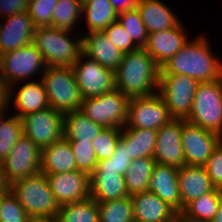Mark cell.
<instances>
[{"label": "cell", "instance_id": "obj_1", "mask_svg": "<svg viewBox=\"0 0 222 222\" xmlns=\"http://www.w3.org/2000/svg\"><path fill=\"white\" fill-rule=\"evenodd\" d=\"M207 40L205 35L194 37V40L188 41L161 70L165 74L193 77L199 83L222 78V60L213 55Z\"/></svg>", "mask_w": 222, "mask_h": 222}, {"label": "cell", "instance_id": "obj_2", "mask_svg": "<svg viewBox=\"0 0 222 222\" xmlns=\"http://www.w3.org/2000/svg\"><path fill=\"white\" fill-rule=\"evenodd\" d=\"M160 67L144 48L127 52L115 70L116 89L129 98L158 92Z\"/></svg>", "mask_w": 222, "mask_h": 222}, {"label": "cell", "instance_id": "obj_3", "mask_svg": "<svg viewBox=\"0 0 222 222\" xmlns=\"http://www.w3.org/2000/svg\"><path fill=\"white\" fill-rule=\"evenodd\" d=\"M70 30L52 26L37 27L32 43L42 54L47 66L72 67L82 53V36L74 37Z\"/></svg>", "mask_w": 222, "mask_h": 222}, {"label": "cell", "instance_id": "obj_4", "mask_svg": "<svg viewBox=\"0 0 222 222\" xmlns=\"http://www.w3.org/2000/svg\"><path fill=\"white\" fill-rule=\"evenodd\" d=\"M9 190L30 217L57 216L60 205L43 172L12 182Z\"/></svg>", "mask_w": 222, "mask_h": 222}, {"label": "cell", "instance_id": "obj_5", "mask_svg": "<svg viewBox=\"0 0 222 222\" xmlns=\"http://www.w3.org/2000/svg\"><path fill=\"white\" fill-rule=\"evenodd\" d=\"M41 77L51 108L62 113L80 109L83 98L72 67L47 66Z\"/></svg>", "mask_w": 222, "mask_h": 222}, {"label": "cell", "instance_id": "obj_6", "mask_svg": "<svg viewBox=\"0 0 222 222\" xmlns=\"http://www.w3.org/2000/svg\"><path fill=\"white\" fill-rule=\"evenodd\" d=\"M185 120L222 137V78L198 84Z\"/></svg>", "mask_w": 222, "mask_h": 222}, {"label": "cell", "instance_id": "obj_7", "mask_svg": "<svg viewBox=\"0 0 222 222\" xmlns=\"http://www.w3.org/2000/svg\"><path fill=\"white\" fill-rule=\"evenodd\" d=\"M130 98L115 89L96 97L82 100L80 111L103 127L123 128L127 121Z\"/></svg>", "mask_w": 222, "mask_h": 222}, {"label": "cell", "instance_id": "obj_8", "mask_svg": "<svg viewBox=\"0 0 222 222\" xmlns=\"http://www.w3.org/2000/svg\"><path fill=\"white\" fill-rule=\"evenodd\" d=\"M198 84L193 77L165 74L160 69L158 93L173 118L186 119L189 116Z\"/></svg>", "mask_w": 222, "mask_h": 222}, {"label": "cell", "instance_id": "obj_9", "mask_svg": "<svg viewBox=\"0 0 222 222\" xmlns=\"http://www.w3.org/2000/svg\"><path fill=\"white\" fill-rule=\"evenodd\" d=\"M46 67L42 54L33 43L0 56V77L10 86L16 87L18 82L23 83L39 70L44 72Z\"/></svg>", "mask_w": 222, "mask_h": 222}, {"label": "cell", "instance_id": "obj_10", "mask_svg": "<svg viewBox=\"0 0 222 222\" xmlns=\"http://www.w3.org/2000/svg\"><path fill=\"white\" fill-rule=\"evenodd\" d=\"M72 69L83 99L96 97L116 89L115 71L100 65L83 53L80 54Z\"/></svg>", "mask_w": 222, "mask_h": 222}, {"label": "cell", "instance_id": "obj_11", "mask_svg": "<svg viewBox=\"0 0 222 222\" xmlns=\"http://www.w3.org/2000/svg\"><path fill=\"white\" fill-rule=\"evenodd\" d=\"M172 119L164 100L157 92L130 98L124 127L158 130Z\"/></svg>", "mask_w": 222, "mask_h": 222}, {"label": "cell", "instance_id": "obj_12", "mask_svg": "<svg viewBox=\"0 0 222 222\" xmlns=\"http://www.w3.org/2000/svg\"><path fill=\"white\" fill-rule=\"evenodd\" d=\"M24 135L41 150L64 137V113L51 107L23 116Z\"/></svg>", "mask_w": 222, "mask_h": 222}, {"label": "cell", "instance_id": "obj_13", "mask_svg": "<svg viewBox=\"0 0 222 222\" xmlns=\"http://www.w3.org/2000/svg\"><path fill=\"white\" fill-rule=\"evenodd\" d=\"M42 150L22 135L9 155L1 162L6 181L11 184L41 171Z\"/></svg>", "mask_w": 222, "mask_h": 222}, {"label": "cell", "instance_id": "obj_14", "mask_svg": "<svg viewBox=\"0 0 222 222\" xmlns=\"http://www.w3.org/2000/svg\"><path fill=\"white\" fill-rule=\"evenodd\" d=\"M185 165L203 166L222 142L218 134L184 121L181 130Z\"/></svg>", "mask_w": 222, "mask_h": 222}, {"label": "cell", "instance_id": "obj_15", "mask_svg": "<svg viewBox=\"0 0 222 222\" xmlns=\"http://www.w3.org/2000/svg\"><path fill=\"white\" fill-rule=\"evenodd\" d=\"M50 190L59 205L90 198L89 174L80 170L45 174Z\"/></svg>", "mask_w": 222, "mask_h": 222}, {"label": "cell", "instance_id": "obj_16", "mask_svg": "<svg viewBox=\"0 0 222 222\" xmlns=\"http://www.w3.org/2000/svg\"><path fill=\"white\" fill-rule=\"evenodd\" d=\"M185 119L173 118L157 130L154 160L157 163L181 168L185 165L182 149L181 130Z\"/></svg>", "mask_w": 222, "mask_h": 222}, {"label": "cell", "instance_id": "obj_17", "mask_svg": "<svg viewBox=\"0 0 222 222\" xmlns=\"http://www.w3.org/2000/svg\"><path fill=\"white\" fill-rule=\"evenodd\" d=\"M183 23L167 30L149 33L144 49L161 68L189 41Z\"/></svg>", "mask_w": 222, "mask_h": 222}, {"label": "cell", "instance_id": "obj_18", "mask_svg": "<svg viewBox=\"0 0 222 222\" xmlns=\"http://www.w3.org/2000/svg\"><path fill=\"white\" fill-rule=\"evenodd\" d=\"M2 19L5 23L0 24V55L32 43L36 27L27 11Z\"/></svg>", "mask_w": 222, "mask_h": 222}, {"label": "cell", "instance_id": "obj_19", "mask_svg": "<svg viewBox=\"0 0 222 222\" xmlns=\"http://www.w3.org/2000/svg\"><path fill=\"white\" fill-rule=\"evenodd\" d=\"M148 191L156 194L178 214L182 212L178 168L156 162L149 180Z\"/></svg>", "mask_w": 222, "mask_h": 222}, {"label": "cell", "instance_id": "obj_20", "mask_svg": "<svg viewBox=\"0 0 222 222\" xmlns=\"http://www.w3.org/2000/svg\"><path fill=\"white\" fill-rule=\"evenodd\" d=\"M134 220L142 222H176L179 214L151 191L131 196Z\"/></svg>", "mask_w": 222, "mask_h": 222}, {"label": "cell", "instance_id": "obj_21", "mask_svg": "<svg viewBox=\"0 0 222 222\" xmlns=\"http://www.w3.org/2000/svg\"><path fill=\"white\" fill-rule=\"evenodd\" d=\"M178 185L183 209L193 200L212 192L216 187L203 166L183 165L178 168Z\"/></svg>", "mask_w": 222, "mask_h": 222}, {"label": "cell", "instance_id": "obj_22", "mask_svg": "<svg viewBox=\"0 0 222 222\" xmlns=\"http://www.w3.org/2000/svg\"><path fill=\"white\" fill-rule=\"evenodd\" d=\"M90 197L96 202L118 200L128 197L125 177L117 170L97 168L89 175Z\"/></svg>", "mask_w": 222, "mask_h": 222}, {"label": "cell", "instance_id": "obj_23", "mask_svg": "<svg viewBox=\"0 0 222 222\" xmlns=\"http://www.w3.org/2000/svg\"><path fill=\"white\" fill-rule=\"evenodd\" d=\"M82 53L114 71L120 65L124 55L112 44L104 31H94L83 35Z\"/></svg>", "mask_w": 222, "mask_h": 222}, {"label": "cell", "instance_id": "obj_24", "mask_svg": "<svg viewBox=\"0 0 222 222\" xmlns=\"http://www.w3.org/2000/svg\"><path fill=\"white\" fill-rule=\"evenodd\" d=\"M14 89V86H10L9 97H14L13 107L16 108L14 115L22 118L30 113L50 107L42 80L34 81L33 79V81L22 84L20 88L18 87L17 94Z\"/></svg>", "mask_w": 222, "mask_h": 222}, {"label": "cell", "instance_id": "obj_25", "mask_svg": "<svg viewBox=\"0 0 222 222\" xmlns=\"http://www.w3.org/2000/svg\"><path fill=\"white\" fill-rule=\"evenodd\" d=\"M137 8L148 34L174 28L181 23L161 0H139Z\"/></svg>", "mask_w": 222, "mask_h": 222}, {"label": "cell", "instance_id": "obj_26", "mask_svg": "<svg viewBox=\"0 0 222 222\" xmlns=\"http://www.w3.org/2000/svg\"><path fill=\"white\" fill-rule=\"evenodd\" d=\"M41 172L44 174L64 173L77 170L71 145L64 137L42 149Z\"/></svg>", "mask_w": 222, "mask_h": 222}, {"label": "cell", "instance_id": "obj_27", "mask_svg": "<svg viewBox=\"0 0 222 222\" xmlns=\"http://www.w3.org/2000/svg\"><path fill=\"white\" fill-rule=\"evenodd\" d=\"M121 137L126 142L127 152L132 160L153 158L157 130L123 127Z\"/></svg>", "mask_w": 222, "mask_h": 222}, {"label": "cell", "instance_id": "obj_28", "mask_svg": "<svg viewBox=\"0 0 222 222\" xmlns=\"http://www.w3.org/2000/svg\"><path fill=\"white\" fill-rule=\"evenodd\" d=\"M104 127L85 116L80 110L64 113V138L68 141L92 142Z\"/></svg>", "mask_w": 222, "mask_h": 222}, {"label": "cell", "instance_id": "obj_29", "mask_svg": "<svg viewBox=\"0 0 222 222\" xmlns=\"http://www.w3.org/2000/svg\"><path fill=\"white\" fill-rule=\"evenodd\" d=\"M222 190L215 188L212 192L190 202L179 214L183 222H212L218 212Z\"/></svg>", "mask_w": 222, "mask_h": 222}, {"label": "cell", "instance_id": "obj_30", "mask_svg": "<svg viewBox=\"0 0 222 222\" xmlns=\"http://www.w3.org/2000/svg\"><path fill=\"white\" fill-rule=\"evenodd\" d=\"M82 15L86 17L87 32L104 31L110 24L117 21V12L110 0H89L83 4Z\"/></svg>", "mask_w": 222, "mask_h": 222}, {"label": "cell", "instance_id": "obj_31", "mask_svg": "<svg viewBox=\"0 0 222 222\" xmlns=\"http://www.w3.org/2000/svg\"><path fill=\"white\" fill-rule=\"evenodd\" d=\"M155 164L156 161L152 157L132 160L124 175L129 196L148 191L149 180Z\"/></svg>", "mask_w": 222, "mask_h": 222}, {"label": "cell", "instance_id": "obj_32", "mask_svg": "<svg viewBox=\"0 0 222 222\" xmlns=\"http://www.w3.org/2000/svg\"><path fill=\"white\" fill-rule=\"evenodd\" d=\"M58 222H100L97 202L90 198L60 205Z\"/></svg>", "mask_w": 222, "mask_h": 222}, {"label": "cell", "instance_id": "obj_33", "mask_svg": "<svg viewBox=\"0 0 222 222\" xmlns=\"http://www.w3.org/2000/svg\"><path fill=\"white\" fill-rule=\"evenodd\" d=\"M100 222H133L131 196L111 201L97 202Z\"/></svg>", "mask_w": 222, "mask_h": 222}, {"label": "cell", "instance_id": "obj_34", "mask_svg": "<svg viewBox=\"0 0 222 222\" xmlns=\"http://www.w3.org/2000/svg\"><path fill=\"white\" fill-rule=\"evenodd\" d=\"M82 10L80 0H58L52 13V27L72 32L77 20L83 16Z\"/></svg>", "mask_w": 222, "mask_h": 222}, {"label": "cell", "instance_id": "obj_35", "mask_svg": "<svg viewBox=\"0 0 222 222\" xmlns=\"http://www.w3.org/2000/svg\"><path fill=\"white\" fill-rule=\"evenodd\" d=\"M22 135H24L22 119L14 114L8 115L0 125V162L9 155Z\"/></svg>", "mask_w": 222, "mask_h": 222}, {"label": "cell", "instance_id": "obj_36", "mask_svg": "<svg viewBox=\"0 0 222 222\" xmlns=\"http://www.w3.org/2000/svg\"><path fill=\"white\" fill-rule=\"evenodd\" d=\"M117 21L127 31L132 41L139 47L144 48L148 32L141 19L138 8L120 12L117 15Z\"/></svg>", "mask_w": 222, "mask_h": 222}, {"label": "cell", "instance_id": "obj_37", "mask_svg": "<svg viewBox=\"0 0 222 222\" xmlns=\"http://www.w3.org/2000/svg\"><path fill=\"white\" fill-rule=\"evenodd\" d=\"M121 128L104 127L92 141L93 149L98 161L110 158L115 150L116 143L121 137Z\"/></svg>", "mask_w": 222, "mask_h": 222}, {"label": "cell", "instance_id": "obj_38", "mask_svg": "<svg viewBox=\"0 0 222 222\" xmlns=\"http://www.w3.org/2000/svg\"><path fill=\"white\" fill-rule=\"evenodd\" d=\"M77 170L88 173L89 175L96 169L98 160L93 149L92 142L89 141H69Z\"/></svg>", "mask_w": 222, "mask_h": 222}, {"label": "cell", "instance_id": "obj_39", "mask_svg": "<svg viewBox=\"0 0 222 222\" xmlns=\"http://www.w3.org/2000/svg\"><path fill=\"white\" fill-rule=\"evenodd\" d=\"M30 215L9 190L0 200V222H28Z\"/></svg>", "mask_w": 222, "mask_h": 222}, {"label": "cell", "instance_id": "obj_40", "mask_svg": "<svg viewBox=\"0 0 222 222\" xmlns=\"http://www.w3.org/2000/svg\"><path fill=\"white\" fill-rule=\"evenodd\" d=\"M132 163L126 148V142L122 137L116 143L113 155L101 161H98L96 168L98 170L112 169L117 170L120 175H125L127 168Z\"/></svg>", "mask_w": 222, "mask_h": 222}, {"label": "cell", "instance_id": "obj_41", "mask_svg": "<svg viewBox=\"0 0 222 222\" xmlns=\"http://www.w3.org/2000/svg\"><path fill=\"white\" fill-rule=\"evenodd\" d=\"M58 0H29L28 15L33 20L34 26H52V13Z\"/></svg>", "mask_w": 222, "mask_h": 222}, {"label": "cell", "instance_id": "obj_42", "mask_svg": "<svg viewBox=\"0 0 222 222\" xmlns=\"http://www.w3.org/2000/svg\"><path fill=\"white\" fill-rule=\"evenodd\" d=\"M104 32L112 44L124 54L139 49V47L132 41L127 31L121 24L118 23V21L110 24L104 30Z\"/></svg>", "mask_w": 222, "mask_h": 222}, {"label": "cell", "instance_id": "obj_43", "mask_svg": "<svg viewBox=\"0 0 222 222\" xmlns=\"http://www.w3.org/2000/svg\"><path fill=\"white\" fill-rule=\"evenodd\" d=\"M203 167L211 178L212 184L217 189L222 190V142L213 151Z\"/></svg>", "mask_w": 222, "mask_h": 222}, {"label": "cell", "instance_id": "obj_44", "mask_svg": "<svg viewBox=\"0 0 222 222\" xmlns=\"http://www.w3.org/2000/svg\"><path fill=\"white\" fill-rule=\"evenodd\" d=\"M29 0H0V18L28 10Z\"/></svg>", "mask_w": 222, "mask_h": 222}, {"label": "cell", "instance_id": "obj_45", "mask_svg": "<svg viewBox=\"0 0 222 222\" xmlns=\"http://www.w3.org/2000/svg\"><path fill=\"white\" fill-rule=\"evenodd\" d=\"M10 85L0 77V109H9L12 98L10 99Z\"/></svg>", "mask_w": 222, "mask_h": 222}, {"label": "cell", "instance_id": "obj_46", "mask_svg": "<svg viewBox=\"0 0 222 222\" xmlns=\"http://www.w3.org/2000/svg\"><path fill=\"white\" fill-rule=\"evenodd\" d=\"M139 0H110L114 10L118 13L137 7Z\"/></svg>", "mask_w": 222, "mask_h": 222}, {"label": "cell", "instance_id": "obj_47", "mask_svg": "<svg viewBox=\"0 0 222 222\" xmlns=\"http://www.w3.org/2000/svg\"><path fill=\"white\" fill-rule=\"evenodd\" d=\"M10 184L6 181L5 174L0 162V193H6L9 191Z\"/></svg>", "mask_w": 222, "mask_h": 222}, {"label": "cell", "instance_id": "obj_48", "mask_svg": "<svg viewBox=\"0 0 222 222\" xmlns=\"http://www.w3.org/2000/svg\"><path fill=\"white\" fill-rule=\"evenodd\" d=\"M28 222H58L56 216L30 217Z\"/></svg>", "mask_w": 222, "mask_h": 222}, {"label": "cell", "instance_id": "obj_49", "mask_svg": "<svg viewBox=\"0 0 222 222\" xmlns=\"http://www.w3.org/2000/svg\"><path fill=\"white\" fill-rule=\"evenodd\" d=\"M212 222H222V194L220 197L218 212L215 214L214 220Z\"/></svg>", "mask_w": 222, "mask_h": 222}, {"label": "cell", "instance_id": "obj_50", "mask_svg": "<svg viewBox=\"0 0 222 222\" xmlns=\"http://www.w3.org/2000/svg\"><path fill=\"white\" fill-rule=\"evenodd\" d=\"M7 109H0V125L3 123V121L6 119V116L8 114H5Z\"/></svg>", "mask_w": 222, "mask_h": 222}, {"label": "cell", "instance_id": "obj_51", "mask_svg": "<svg viewBox=\"0 0 222 222\" xmlns=\"http://www.w3.org/2000/svg\"><path fill=\"white\" fill-rule=\"evenodd\" d=\"M82 2V4L88 2L89 0H80Z\"/></svg>", "mask_w": 222, "mask_h": 222}, {"label": "cell", "instance_id": "obj_52", "mask_svg": "<svg viewBox=\"0 0 222 222\" xmlns=\"http://www.w3.org/2000/svg\"><path fill=\"white\" fill-rule=\"evenodd\" d=\"M5 193H0V200H1V198H2V196L4 195Z\"/></svg>", "mask_w": 222, "mask_h": 222}, {"label": "cell", "instance_id": "obj_53", "mask_svg": "<svg viewBox=\"0 0 222 222\" xmlns=\"http://www.w3.org/2000/svg\"><path fill=\"white\" fill-rule=\"evenodd\" d=\"M176 222H183L180 218Z\"/></svg>", "mask_w": 222, "mask_h": 222}]
</instances>
